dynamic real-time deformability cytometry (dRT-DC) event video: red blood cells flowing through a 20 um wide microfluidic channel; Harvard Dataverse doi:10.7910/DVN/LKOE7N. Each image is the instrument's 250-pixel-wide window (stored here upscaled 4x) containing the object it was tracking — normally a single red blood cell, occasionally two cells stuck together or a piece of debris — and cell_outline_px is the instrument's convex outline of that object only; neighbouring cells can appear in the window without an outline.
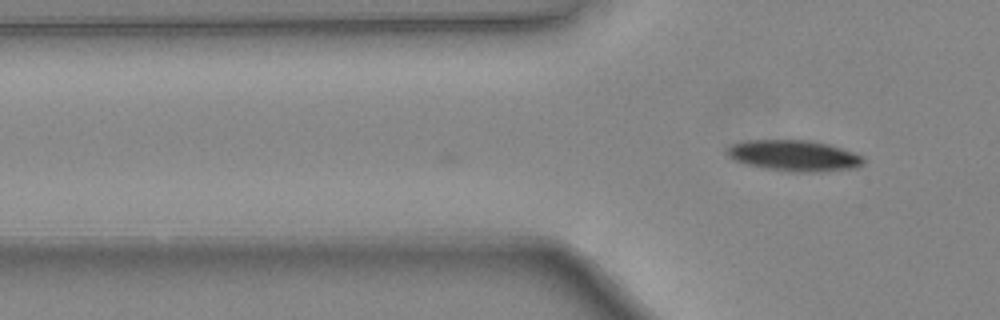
{"species": "common noctule bat (a hibernating species)", "species_latin": "Nyctalus noctula", "temperature_condition": "warm", "stored_images_in_passage": 2, "camera_frame_rate_fps": 3000, "um_per_image_px": 0.085, "animal": {"sex": "female", "body_mass_g": 24.6, "forearm_length_mm": 56.2}, "frame": {"image": 1, "passage_image": 2, "time_ms": 0.333, "image_size_px": [1000, 320], "cell_outline_px": [[864, 164], [856, 168], [816, 172], [796, 172], [764, 168], [748, 164], [736, 160], [728, 156], [724, 152], [732, 144], [748, 140], [808, 140], [828, 144], [864, 156]], "centroid_in_image_um": [67.52, 13.23], "position_along_channel_um": 58.3, "area_um2": 24.51}}